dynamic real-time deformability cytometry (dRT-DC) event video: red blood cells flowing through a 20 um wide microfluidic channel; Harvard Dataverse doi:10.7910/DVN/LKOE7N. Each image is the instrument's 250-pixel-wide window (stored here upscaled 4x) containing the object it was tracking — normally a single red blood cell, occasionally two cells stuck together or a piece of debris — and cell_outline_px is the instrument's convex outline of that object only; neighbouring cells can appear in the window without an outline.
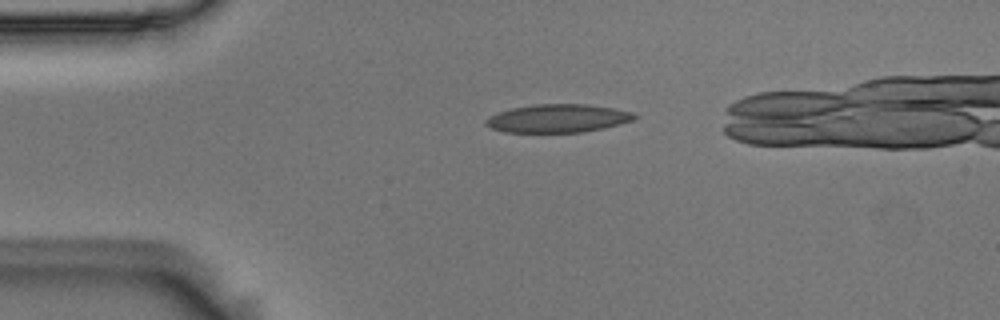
{"species": "Egyptian fruit bat (a non-hibernating species)", "species_latin": "Rousettus aegyptiacus", "temperature_condition": "room temperature", "stored_images_in_passage": 5, "camera_frame_rate_fps": 3000, "um_per_image_px": 0.085, "animal": {"sex": "male"}, "frame": {"image": 1, "passage_image": 5, "time_ms": 1.333, "image_size_px": [1000, 320], "cell_outline_px": [[640, 116], [632, 120], [620, 124], [604, 128], [580, 132], [504, 132], [492, 128], [484, 124], [484, 120], [488, 116], [496, 112], [512, 108], [532, 104], [588, 104], [616, 108], [636, 112]], "centroid_in_image_um": [47.44, 10.05], "position_along_channel_um": 37.6, "area_um2": 24.8}}